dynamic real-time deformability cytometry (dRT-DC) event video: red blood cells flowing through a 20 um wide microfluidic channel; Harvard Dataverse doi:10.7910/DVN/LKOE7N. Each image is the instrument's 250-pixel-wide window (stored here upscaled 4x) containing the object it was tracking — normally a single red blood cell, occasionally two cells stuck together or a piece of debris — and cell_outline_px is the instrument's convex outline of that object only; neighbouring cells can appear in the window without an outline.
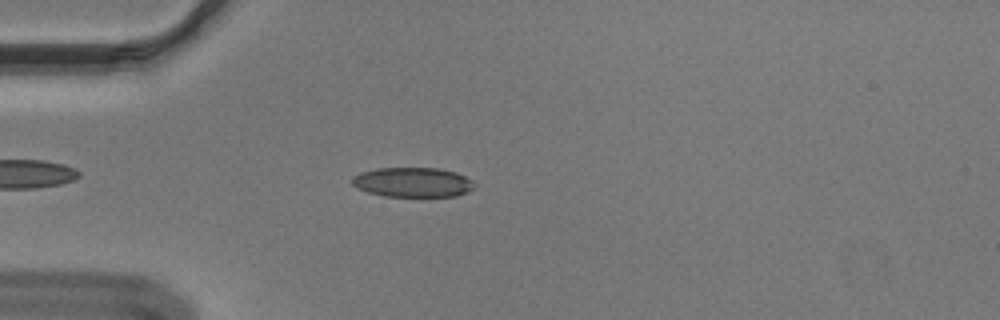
{"species": "Egyptian fruit bat (a non-hibernating species)", "species_latin": "Rousettus aegyptiacus", "temperature_condition": "cold", "stored_images_in_passage": 44, "segment_of_instrument_passage": [1, 2], "camera_frame_rate_fps": 3000, "um_per_image_px": 0.085, "animal": {"sex": "male"}, "frame": {"image": 1, "passage_image": 7, "time_ms": 2.0, "image_size_px": [1000, 320], "cell_outline_px": [[476, 188], [468, 192], [456, 196], [384, 196], [368, 192], [356, 188], [352, 184], [352, 176], [360, 172], [376, 168], [440, 168], [456, 172], [472, 180], [476, 184]], "centroid_in_image_um": [35.1, 15.49], "position_along_channel_um": 49.9, "area_um2": 21.39}}
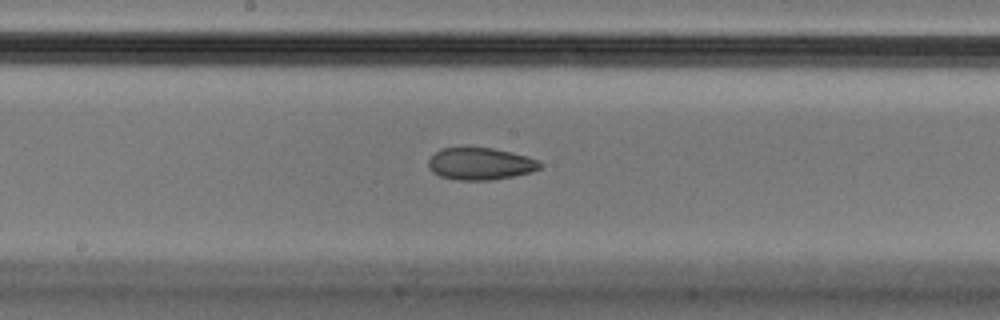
{"frame": {"image": 2, "passage_image": 21, "time_ms": 6.667, "image_size_px": [1000, 320], "cell_outline_px": [[544, 164], [540, 168], [532, 172], [492, 180], [456, 180], [440, 176], [432, 172], [428, 164], [428, 160], [440, 148], [492, 148], [512, 152], [528, 156]], "centroid_in_image_um": [40.84, 13.93], "position_along_channel_um": 207.4, "area_um2": 20.87}}
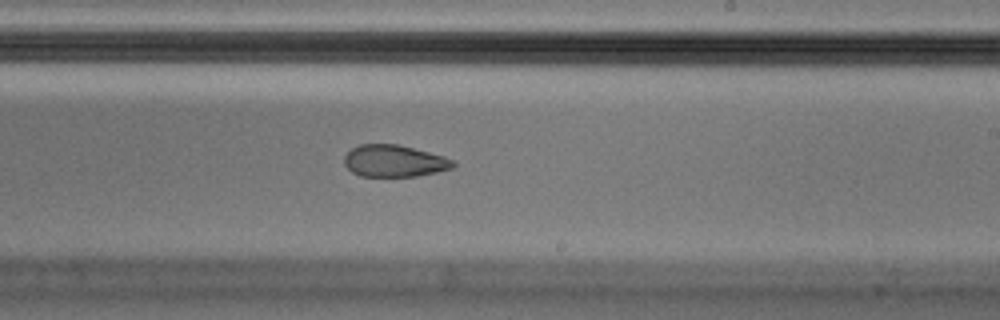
{"frame": {"image": 3, "passage_image": 25, "time_ms": 8.0, "image_size_px": [1000, 320], "cell_outline_px": [[456, 164], [452, 168], [436, 172], [416, 176], [360, 176], [352, 172], [344, 164], [344, 156], [352, 148], [360, 144], [396, 144], [444, 156], [452, 160]], "centroid_in_image_um": [33.49, 13.68], "position_along_channel_um": 255.5, "area_um2": 20.06}}